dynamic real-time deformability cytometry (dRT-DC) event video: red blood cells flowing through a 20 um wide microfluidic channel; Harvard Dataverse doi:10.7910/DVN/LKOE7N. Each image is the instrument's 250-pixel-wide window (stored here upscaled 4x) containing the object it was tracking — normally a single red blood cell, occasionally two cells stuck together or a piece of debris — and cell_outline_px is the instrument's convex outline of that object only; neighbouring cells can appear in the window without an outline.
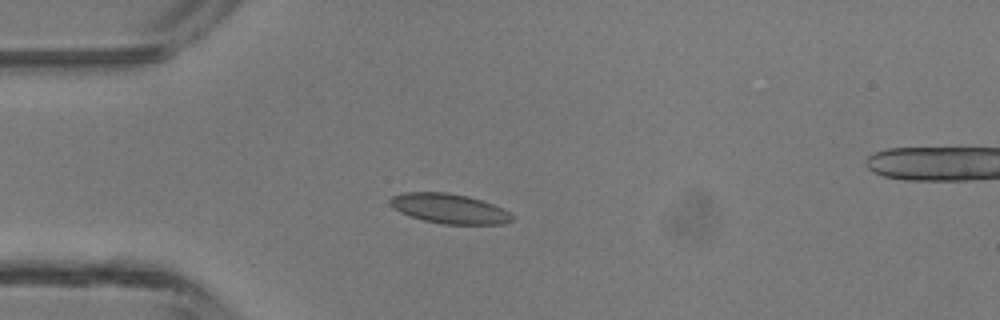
{"species": "common noctule bat (a hibernating species)", "species_latin": "Nyctalus noctula", "temperature_condition": "room temperature", "stored_images_in_passage": 5, "camera_frame_rate_fps": 3000, "um_per_image_px": 0.085, "animal": {"sex": "male", "body_mass_g": 13.3}, "frame": {"image": 1, "passage_image": 4, "time_ms": 1.0, "image_size_px": [1000, 320], "cell_outline_px": [[512, 220], [504, 224], [444, 224], [424, 220], [400, 212], [392, 208], [388, 204], [388, 200], [392, 196], [404, 192], [444, 192], [468, 196], [492, 204], [508, 212], [512, 216]], "centroid_in_image_um": [38.13, 17.72], "position_along_channel_um": 46.9, "area_um2": 20.98}}